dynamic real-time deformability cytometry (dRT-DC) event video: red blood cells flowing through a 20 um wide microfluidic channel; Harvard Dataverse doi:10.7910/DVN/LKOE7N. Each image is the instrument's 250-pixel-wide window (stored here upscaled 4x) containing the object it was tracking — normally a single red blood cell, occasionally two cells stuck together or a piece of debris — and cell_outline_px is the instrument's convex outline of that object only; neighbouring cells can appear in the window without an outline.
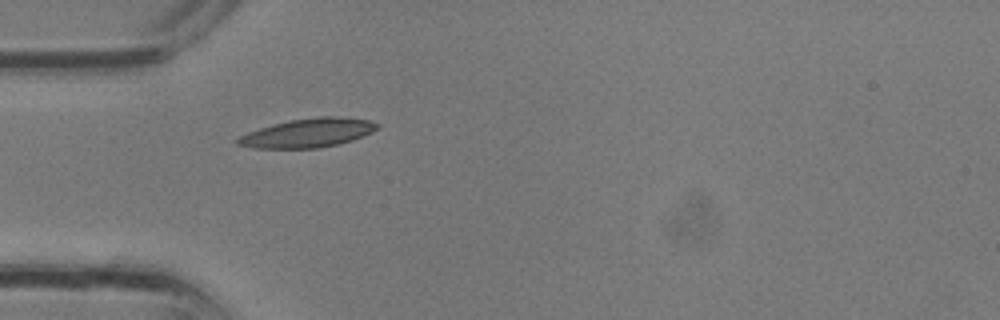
{"species": "common noctule bat (a hibernating species)", "species_latin": "Nyctalus noctula", "temperature_condition": "room temperature", "stored_images_in_passage": 4, "segment_of_instrument_passage": [1, 2], "camera_frame_rate_fps": 3000, "um_per_image_px": 0.085, "animal": {"sex": "male", "body_mass_g": 13.3}, "frame": {"image": 1, "passage_image": 3, "time_ms": 0.667, "image_size_px": [1000, 320], "cell_outline_px": [[380, 128], [372, 132], [352, 140], [336, 144], [316, 148], [256, 148], [236, 144], [236, 140], [240, 136], [248, 132], [260, 128], [288, 120], [320, 116], [332, 116], [368, 120], [380, 124]], "centroid_in_image_um": [26.18, 11.29], "position_along_channel_um": 58.8, "area_um2": 23.24}}